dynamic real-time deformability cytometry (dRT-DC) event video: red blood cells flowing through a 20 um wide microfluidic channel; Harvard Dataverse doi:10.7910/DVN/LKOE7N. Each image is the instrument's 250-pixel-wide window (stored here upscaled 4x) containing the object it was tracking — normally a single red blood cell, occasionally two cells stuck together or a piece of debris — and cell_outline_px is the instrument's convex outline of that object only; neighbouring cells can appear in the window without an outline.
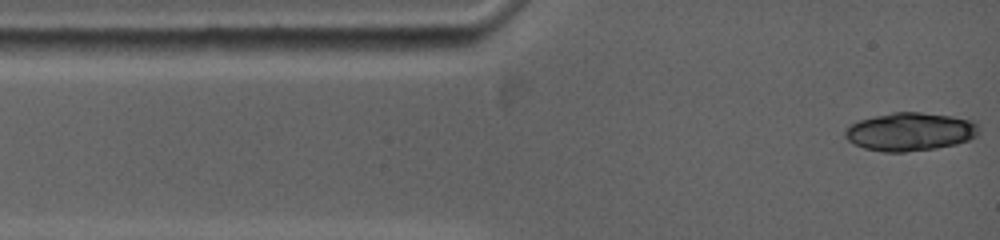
{"species": "common noctule bat (a hibernating species)", "species_latin": "Nyctalus noctula", "temperature_condition": "warm", "stored_images_in_passage": 9, "camera_frame_rate_fps": 5000, "um_per_image_px": 0.085, "animal": {"sex": "female", "body_mass_g": 19.0, "forearm_length_mm": 53.3}, "frame": {"image": 1, "passage_image": 1, "time_ms": 0.0, "image_size_px": [1000, 240], "cell_outline_px": [[980, 132], [976, 136], [968, 140], [956, 144], [936, 148], [904, 152], [884, 152], [864, 148], [848, 140], [844, 136], [844, 132], [848, 124], [860, 120], [892, 112], [920, 112], [952, 116], [976, 120], [980, 128]], "centroid_in_image_um": [77.39, 11.19], "position_along_channel_um": 7.6, "area_um2": 30.06}}